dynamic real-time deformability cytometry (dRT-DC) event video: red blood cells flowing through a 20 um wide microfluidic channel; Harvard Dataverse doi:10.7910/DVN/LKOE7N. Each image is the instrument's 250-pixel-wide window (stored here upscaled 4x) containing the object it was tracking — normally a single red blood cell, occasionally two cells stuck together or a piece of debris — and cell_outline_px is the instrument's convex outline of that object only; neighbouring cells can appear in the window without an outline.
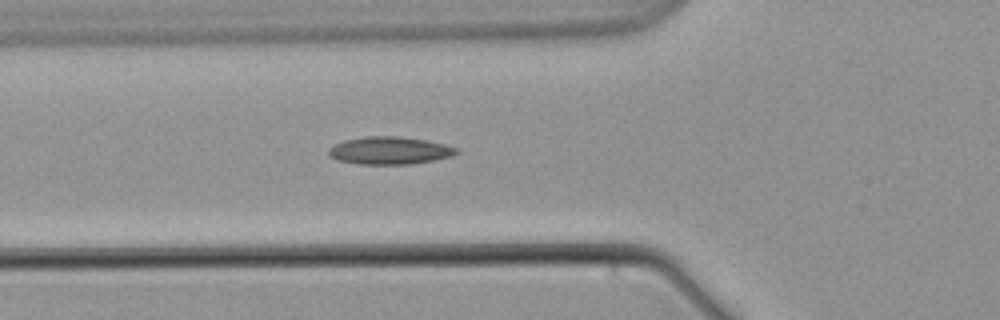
{"species": "common noctule bat (a hibernating species)", "species_latin": "Nyctalus noctula", "temperature_condition": "warm", "stored_images_in_passage": 3, "camera_frame_rate_fps": 3000, "um_per_image_px": 0.085, "animal": {"sex": "male", "body_mass_g": 21.5, "forearm_length_mm": 52.0}, "frame": {"image": 1, "passage_image": 3, "time_ms": 2.333, "image_size_px": [1000, 320], "cell_outline_px": [[460, 152], [452, 156], [432, 160], [408, 164], [360, 164], [336, 160], [328, 156], [328, 148], [344, 140], [364, 136], [400, 136], [428, 140], [460, 148]], "centroid_in_image_um": [33.12, 12.78], "position_along_channel_um": 92.7, "area_um2": 20.75}}